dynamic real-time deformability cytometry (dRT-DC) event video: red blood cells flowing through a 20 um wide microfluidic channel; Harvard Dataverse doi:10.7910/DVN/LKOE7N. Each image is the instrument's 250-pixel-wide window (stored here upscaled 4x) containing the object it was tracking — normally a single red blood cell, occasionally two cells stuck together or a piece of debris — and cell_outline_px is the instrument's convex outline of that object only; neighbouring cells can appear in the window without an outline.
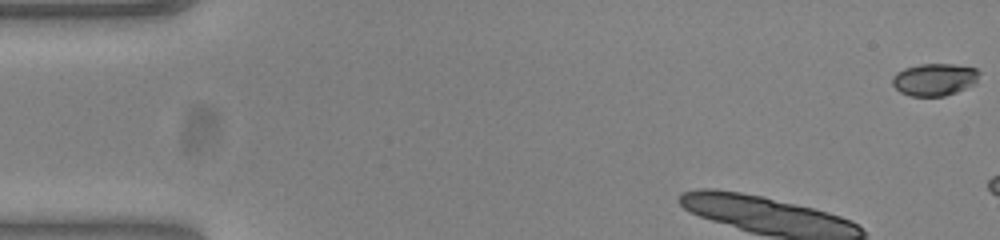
{"species": "common noctule bat (a hibernating species)", "species_latin": "Nyctalus noctula", "temperature_condition": "warm", "stored_images_in_passage": 6, "camera_frame_rate_fps": 3000, "um_per_image_px": 0.085, "animal": {"sex": "female", "body_mass_g": 23.0, "forearm_length_mm": 53.4}, "frame": {"image": 1, "passage_image": 1, "time_ms": 0.0, "image_size_px": [1000, 240], "cell_outline_px": [[980, 72], [976, 84], [956, 92], [944, 96], [912, 96], [900, 92], [892, 84], [892, 76], [896, 72], [904, 68], [920, 64], [956, 64], [976, 68]], "centroid_in_image_um": [79.44, 6.75], "position_along_channel_um": 5.6, "area_um2": 16.53}}